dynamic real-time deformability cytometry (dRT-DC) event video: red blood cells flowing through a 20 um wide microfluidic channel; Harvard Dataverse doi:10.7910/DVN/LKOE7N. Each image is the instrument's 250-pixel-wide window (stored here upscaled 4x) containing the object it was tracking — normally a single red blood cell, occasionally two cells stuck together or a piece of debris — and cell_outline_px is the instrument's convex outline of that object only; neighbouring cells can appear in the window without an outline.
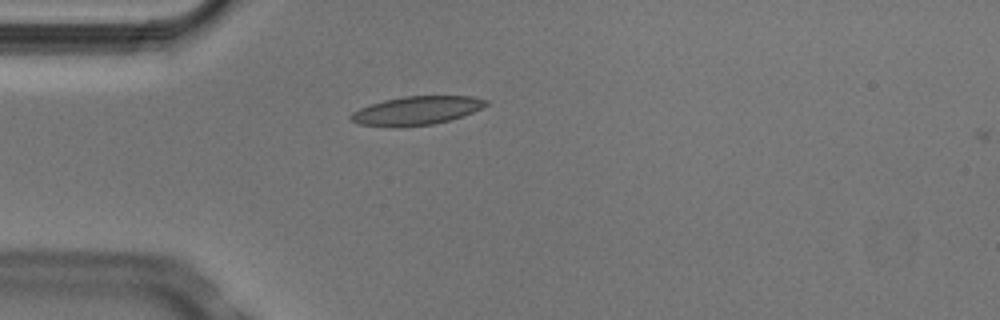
{"species": "Egyptian fruit bat (a non-hibernating species)", "species_latin": "Rousettus aegyptiacus", "temperature_condition": "cold", "stored_images_in_passage": 4, "camera_frame_rate_fps": 3000, "um_per_image_px": 0.085, "animal": {"sex": "male"}, "frame": {"image": 1, "passage_image": 4, "time_ms": 1.0, "image_size_px": [1000, 320], "cell_outline_px": [[488, 104], [472, 112], [448, 120], [432, 124], [400, 128], [392, 128], [356, 124], [348, 120], [348, 116], [352, 112], [360, 108], [384, 100], [404, 96], [472, 96], [488, 100]], "centroid_in_image_um": [35.31, 9.42], "position_along_channel_um": 49.7, "area_um2": 22.72}}